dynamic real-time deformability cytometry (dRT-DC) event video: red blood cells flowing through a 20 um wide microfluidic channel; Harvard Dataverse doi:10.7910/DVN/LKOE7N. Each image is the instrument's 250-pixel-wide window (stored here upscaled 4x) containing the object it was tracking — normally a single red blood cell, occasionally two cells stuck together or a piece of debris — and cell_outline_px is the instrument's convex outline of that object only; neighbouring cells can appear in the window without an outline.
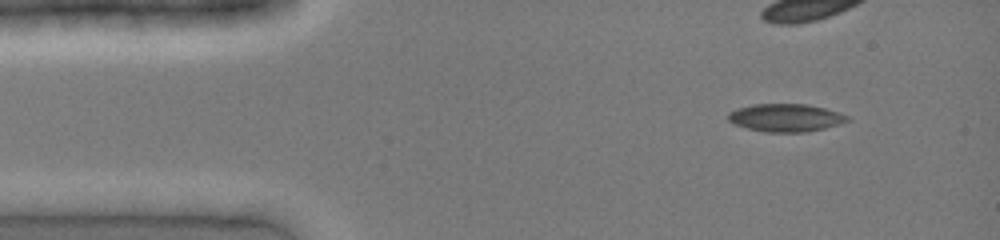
{"species": "common noctule bat (a hibernating species)", "species_latin": "Nyctalus noctula", "temperature_condition": "cold", "stored_images_in_passage": 27, "camera_frame_rate_fps": 3000, "um_per_image_px": 0.085, "animal": {"sex": "female", "body_mass_g": 19.0, "forearm_length_mm": 51.5}, "frame": {"image": 1, "passage_image": 1, "time_ms": 0.0, "image_size_px": [1000, 240], "cell_outline_px": [[852, 120], [840, 124], [808, 132], [764, 132], [748, 128], [736, 124], [728, 120], [728, 112], [736, 108], [752, 104], [804, 104], [824, 108], [840, 112], [848, 116]], "centroid_in_image_um": [66.8, 10.0], "position_along_channel_um": 18.2, "area_um2": 19.42}}